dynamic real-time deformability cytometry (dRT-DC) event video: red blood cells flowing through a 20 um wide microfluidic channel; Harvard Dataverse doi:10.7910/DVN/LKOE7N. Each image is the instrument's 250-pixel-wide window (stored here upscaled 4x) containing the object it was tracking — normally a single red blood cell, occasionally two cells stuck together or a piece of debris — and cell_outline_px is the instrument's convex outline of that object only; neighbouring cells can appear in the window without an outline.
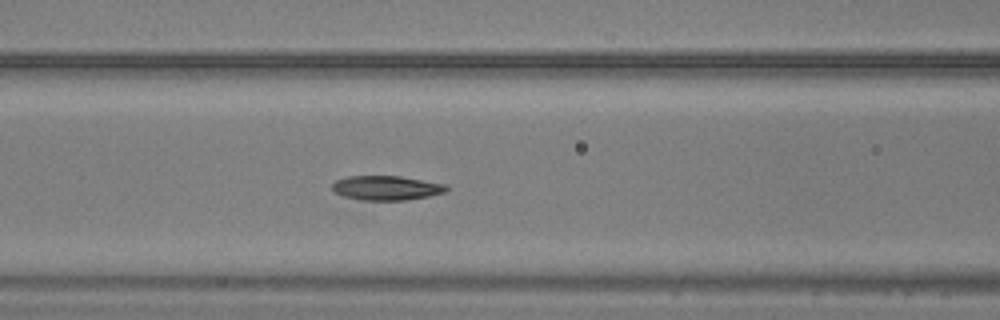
{"species": "common noctule bat (a hibernating species)", "species_latin": "Nyctalus noctula", "temperature_condition": "warm", "stored_images_in_passage": 23, "camera_frame_rate_fps": 3000, "um_per_image_px": 0.085, "animal": {"sex": "male", "body_mass_g": 20.5, "forearm_length_mm": 52.5}, "frame": {"image": 1, "passage_image": 12, "time_ms": 3.667, "image_size_px": [1000, 320], "cell_outline_px": [[448, 188], [444, 192], [428, 196], [404, 200], [360, 200], [344, 196], [336, 192], [332, 188], [332, 184], [336, 180], [348, 176], [400, 176], [444, 184]], "centroid_in_image_um": [32.81, 15.97], "position_along_channel_um": 133.8, "area_um2": 16.01}}
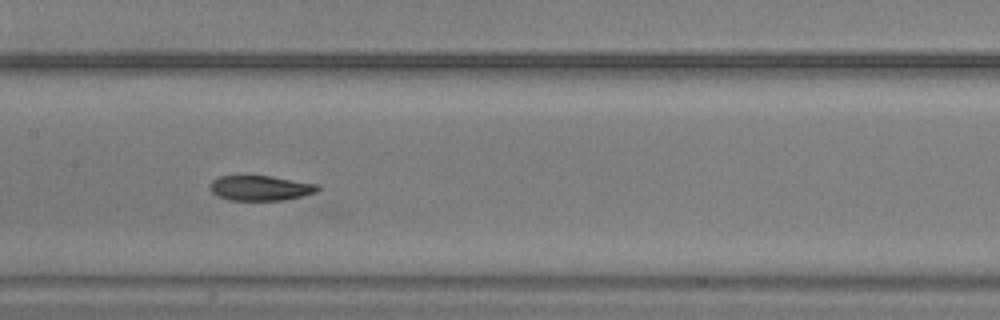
{"frame": {"image": 2, "passage_image": 16, "time_ms": 5.0, "image_size_px": [1000, 320], "cell_outline_px": [[320, 188], [316, 192], [284, 200], [228, 200], [216, 196], [212, 192], [208, 184], [212, 180], [220, 176], [272, 176], [320, 184]], "centroid_in_image_um": [22.12, 15.98], "position_along_channel_um": 185.3, "area_um2": 15.84}}
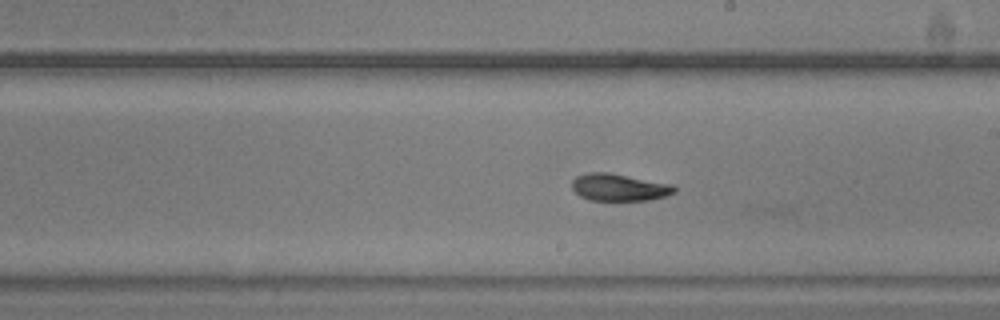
{"frame": {"image": 3, "passage_image": 20, "time_ms": 6.333, "image_size_px": [1000, 320], "cell_outline_px": [[676, 192], [664, 196], [648, 200], [588, 200], [580, 196], [572, 188], [572, 180], [576, 176], [588, 172], [608, 172], [672, 184], [676, 188]], "centroid_in_image_um": [52.6, 15.92], "position_along_channel_um": 236.4, "area_um2": 16.18}}